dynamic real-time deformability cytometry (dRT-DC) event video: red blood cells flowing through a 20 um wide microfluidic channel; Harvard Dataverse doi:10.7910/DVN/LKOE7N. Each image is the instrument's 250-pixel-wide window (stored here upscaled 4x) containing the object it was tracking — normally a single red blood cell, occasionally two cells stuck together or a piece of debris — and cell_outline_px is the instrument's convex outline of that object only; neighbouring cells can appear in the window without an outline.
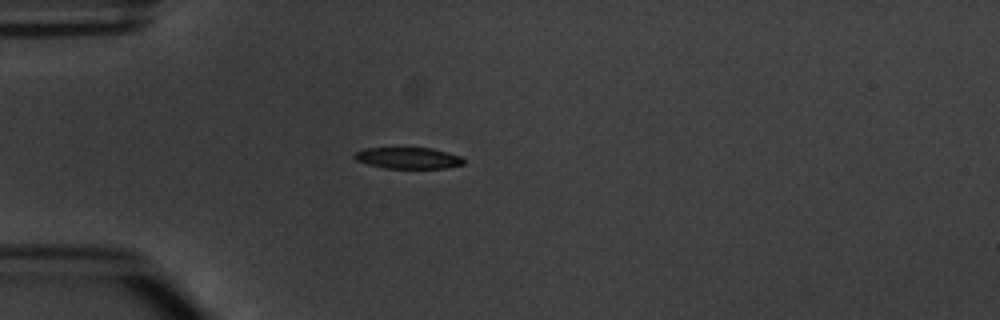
{"species": "common noctule bat (a hibernating species)", "species_latin": "Nyctalus noctula", "temperature_condition": "warm", "stored_images_in_passage": 5, "camera_frame_rate_fps": 3000, "um_per_image_px": 0.085, "animal": {"sex": "male", "body_mass_g": 20.1, "forearm_length_mm": 53.5}, "frame": {"image": 1, "passage_image": 4, "time_ms": 3.667, "image_size_px": [1000, 320], "cell_outline_px": [[464, 164], [444, 168], [384, 168], [368, 164], [356, 160], [352, 156], [356, 152], [364, 148], [432, 148], [448, 152], [460, 156], [464, 160]], "centroid_in_image_um": [34.69, 13.43], "position_along_channel_um": 50.3, "area_um2": 13.53}}